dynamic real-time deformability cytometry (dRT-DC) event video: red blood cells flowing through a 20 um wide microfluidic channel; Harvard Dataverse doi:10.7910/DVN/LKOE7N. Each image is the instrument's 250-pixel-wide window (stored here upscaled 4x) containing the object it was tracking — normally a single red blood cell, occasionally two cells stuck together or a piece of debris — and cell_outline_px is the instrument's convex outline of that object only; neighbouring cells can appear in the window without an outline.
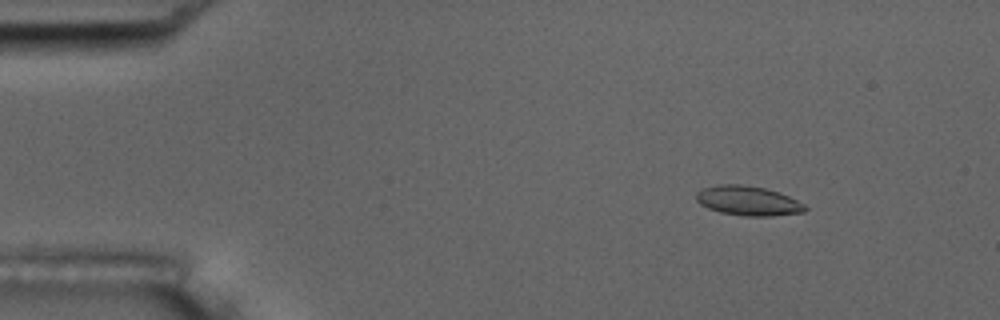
{"species": "common noctule bat (a hibernating species)", "species_latin": "Nyctalus noctula", "temperature_condition": "room temperature", "stored_images_in_passage": 52, "camera_frame_rate_fps": 3000, "um_per_image_px": 0.085, "animal": {"sex": "male", "body_mass_g": 17.5, "forearm_length_mm": 52.3}, "frame": {"image": 1, "passage_image": 5, "time_ms": 1.333, "image_size_px": [1000, 320], "cell_outline_px": [[808, 208], [804, 212], [772, 216], [744, 216], [720, 212], [708, 208], [700, 204], [696, 200], [696, 192], [704, 188], [716, 184], [740, 184], [764, 188], [788, 196], [804, 204]], "centroid_in_image_um": [63.56, 17.07], "position_along_channel_um": 21.4, "area_um2": 18.67}}
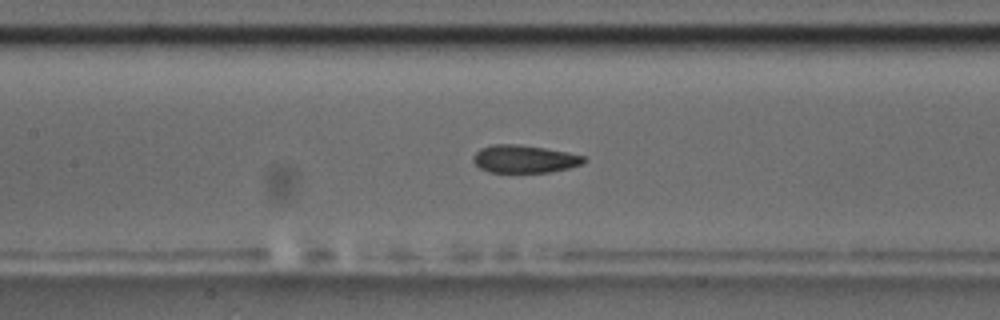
{"frame": {"image": 2, "passage_image": 23, "time_ms": 7.333, "image_size_px": [1000, 320], "cell_outline_px": [[588, 160], [580, 164], [568, 168], [548, 172], [488, 172], [480, 168], [472, 160], [472, 156], [480, 148], [492, 144], [516, 144], [544, 148], [568, 152], [584, 156]], "centroid_in_image_um": [44.54, 13.51], "position_along_channel_um": 162.9, "area_um2": 17.86}}
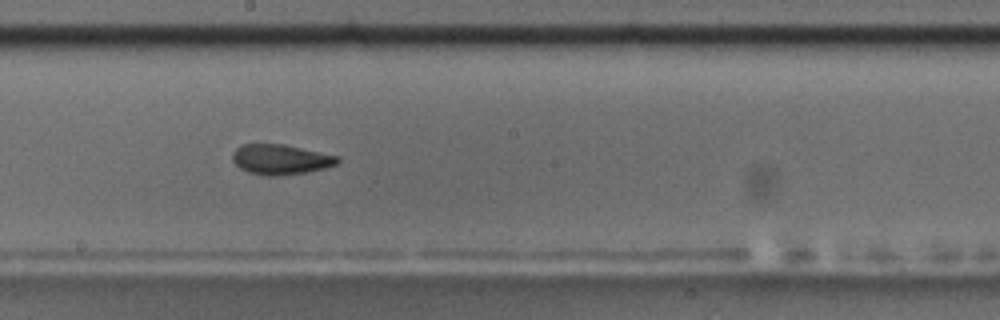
{"frame": {"image": 3, "passage_image": 28, "time_ms": 9.0, "image_size_px": [1000, 320], "cell_outline_px": [[340, 160], [336, 164], [324, 168], [304, 172], [276, 176], [268, 176], [248, 172], [240, 168], [232, 160], [232, 152], [240, 144], [284, 144], [340, 156]], "centroid_in_image_um": [23.83, 13.54], "position_along_channel_um": 224.4, "area_um2": 18.44}, "authors_computed_cell_mechanics": {"area_um2": 18.6116, "velocity_mm_per_s": 3.7222, "shape_relaxation_time_tau1_ms": 8.1529, "shape_relaxation_time_tau2_ms": 1.3712, "deformation_change_tau1": 0.1787, "deformation_change_tau2": 0.0716}}